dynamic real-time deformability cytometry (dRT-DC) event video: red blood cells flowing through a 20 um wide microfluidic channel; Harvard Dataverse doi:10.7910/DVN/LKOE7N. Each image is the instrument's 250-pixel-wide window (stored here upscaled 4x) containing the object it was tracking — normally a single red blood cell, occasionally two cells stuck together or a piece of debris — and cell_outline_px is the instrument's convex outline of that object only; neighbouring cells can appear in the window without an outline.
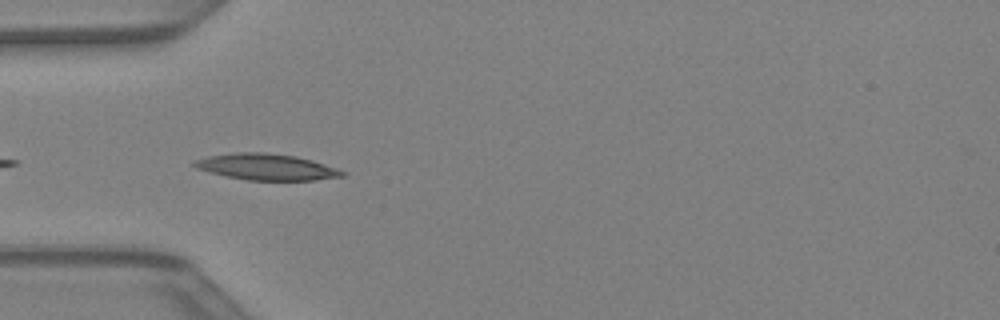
{"species": "Egyptian fruit bat (a non-hibernating species)", "species_latin": "Rousettus aegyptiacus", "temperature_condition": "warm", "stored_images_in_passage": 4, "camera_frame_rate_fps": 3000, "um_per_image_px": 0.085, "animal": {"sex": "female"}, "frame": {"image": 1, "passage_image": 2, "time_ms": 0.333, "image_size_px": [1000, 320], "cell_outline_px": [[344, 176], [316, 180], [248, 180], [208, 172], [196, 168], [192, 164], [192, 160], [208, 156], [236, 152], [264, 152], [296, 156], [312, 160], [336, 168], [344, 172]], "centroid_in_image_um": [22.61, 14.18], "position_along_channel_um": 62.4, "area_um2": 22.54}}